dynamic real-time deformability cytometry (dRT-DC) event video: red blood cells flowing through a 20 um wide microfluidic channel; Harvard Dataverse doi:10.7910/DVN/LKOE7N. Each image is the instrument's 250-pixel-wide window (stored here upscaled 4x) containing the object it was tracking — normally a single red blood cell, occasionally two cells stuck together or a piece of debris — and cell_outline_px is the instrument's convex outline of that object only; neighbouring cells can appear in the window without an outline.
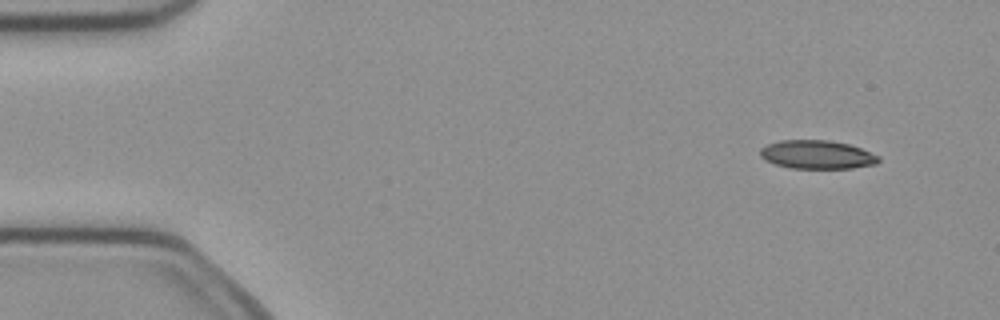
{"species": "common noctule bat (a hibernating species)", "species_latin": "Nyctalus noctula", "temperature_condition": "cold", "stored_images_in_passage": 3, "camera_frame_rate_fps": 3000, "um_per_image_px": 0.085, "animal": {"sex": "female", "body_mass_g": 21.9}, "frame": {"image": 1, "passage_image": 1, "time_ms": 0.0, "image_size_px": [1000, 320], "cell_outline_px": [[880, 160], [876, 164], [852, 168], [792, 168], [776, 164], [764, 160], [760, 156], [760, 148], [768, 144], [780, 140], [828, 140], [848, 144], [860, 148], [880, 156]], "centroid_in_image_um": [69.44, 13.14], "position_along_channel_um": 15.6, "area_um2": 19.65}}